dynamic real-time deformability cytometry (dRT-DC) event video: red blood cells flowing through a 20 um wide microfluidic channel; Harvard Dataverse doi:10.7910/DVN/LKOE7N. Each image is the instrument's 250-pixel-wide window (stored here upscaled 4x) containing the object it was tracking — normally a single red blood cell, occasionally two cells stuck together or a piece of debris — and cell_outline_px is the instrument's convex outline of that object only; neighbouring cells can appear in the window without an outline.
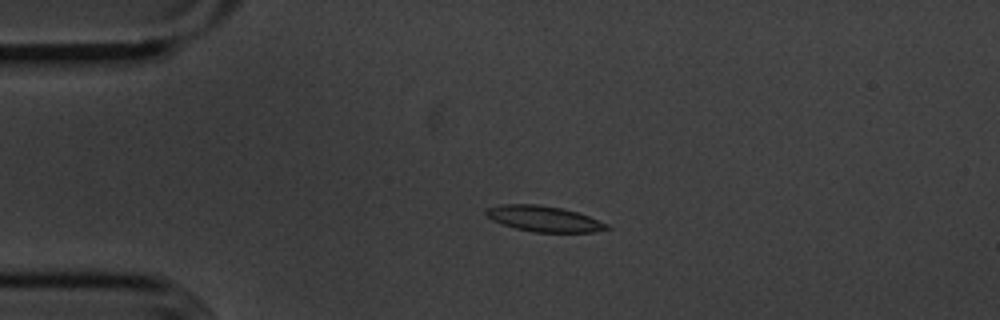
{"species": "common noctule bat (a hibernating species)", "species_latin": "Nyctalus noctula", "temperature_condition": "cold", "stored_images_in_passage": 56, "camera_frame_rate_fps": 3000, "um_per_image_px": 0.085, "animal": {"sex": "male", "body_mass_g": 20.1, "forearm_length_mm": 53.5}, "frame": {"image": 1, "passage_image": 13, "time_ms": 4.0, "image_size_px": [1000, 320], "cell_outline_px": [[612, 228], [596, 232], [532, 232], [516, 228], [492, 220], [484, 212], [488, 208], [504, 204], [536, 204], [560, 208], [576, 212], [588, 216], [608, 224]], "centroid_in_image_um": [46.26, 18.6], "position_along_channel_um": 38.7, "area_um2": 17.86}}
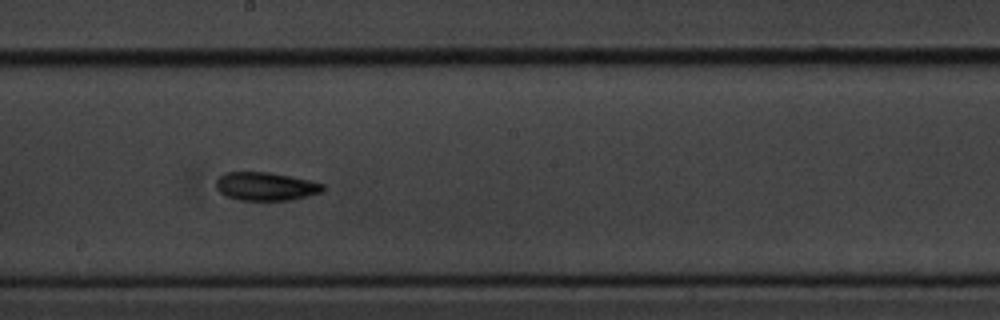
{"frame": {"image": 2, "passage_image": 31, "time_ms": 10.0, "image_size_px": [1000, 320], "cell_outline_px": [[324, 188], [320, 192], [308, 196], [292, 200], [240, 200], [228, 196], [220, 192], [216, 188], [216, 180], [224, 172], [268, 172], [308, 180], [324, 184]], "centroid_in_image_um": [22.57, 15.84], "position_along_channel_um": 225.6, "area_um2": 17.46}}
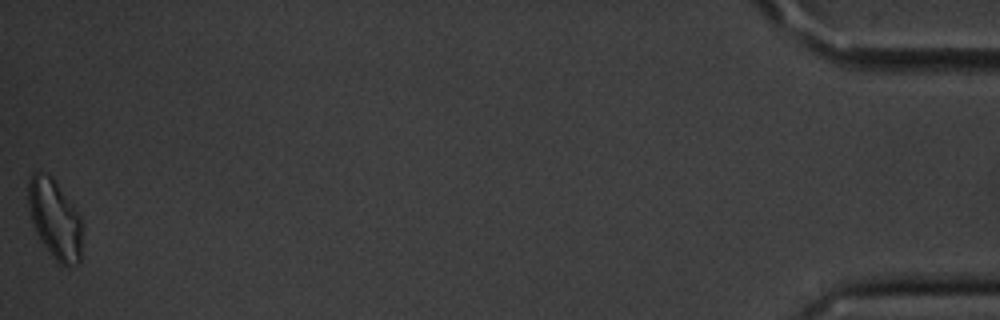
{"frame": {"image": 3, "passage_image": 56, "time_ms": 18.333, "image_size_px": [1000, 320], "cell_outline_px": [[80, 264], [68, 268], [60, 264], [52, 256], [36, 232], [32, 220], [28, 204], [28, 180], [32, 172], [40, 172], [52, 176], [72, 204], [80, 216]], "centroid_in_image_um": [4.65, 18.62], "position_along_channel_um": 430.6, "area_um2": 24.62}, "authors_computed_cell_mechanics": {"area_um2": 17.5712, "velocity_mm_per_s": 3.5927, "shape_relaxation_time_tau1_ms": 4.0535, "shape_relaxation_time_tau2_ms": 9.9949, "deformation_change_tau1": 0.1142, "deformation_change_tau2": 0.1763}}